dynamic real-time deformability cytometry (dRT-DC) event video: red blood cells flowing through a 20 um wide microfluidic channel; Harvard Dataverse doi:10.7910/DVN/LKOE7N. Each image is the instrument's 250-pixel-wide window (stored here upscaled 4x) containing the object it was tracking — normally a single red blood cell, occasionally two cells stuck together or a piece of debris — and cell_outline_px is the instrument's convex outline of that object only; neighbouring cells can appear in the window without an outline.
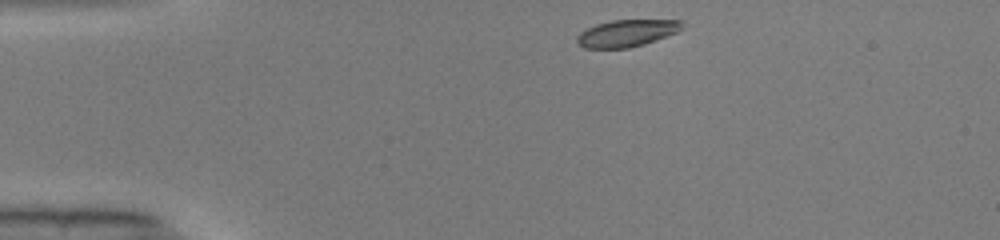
{"species": "common noctule bat (a hibernating species)", "species_latin": "Nyctalus noctula", "temperature_condition": "warm", "stored_images_in_passage": 41, "camera_frame_rate_fps": 3000, "um_per_image_px": 0.085, "animal": {"sex": "male", "body_mass_g": 19.0, "forearm_length_mm": 50.8}, "frame": {"image": 1, "passage_image": 1, "time_ms": 0.0, "image_size_px": [1000, 240], "cell_outline_px": [[684, 28], [676, 32], [656, 40], [644, 44], [628, 48], [584, 48], [576, 44], [576, 36], [580, 32], [596, 24], [612, 20], [684, 20]], "centroid_in_image_um": [53.27, 2.82], "position_along_channel_um": 31.7, "area_um2": 16.65}}
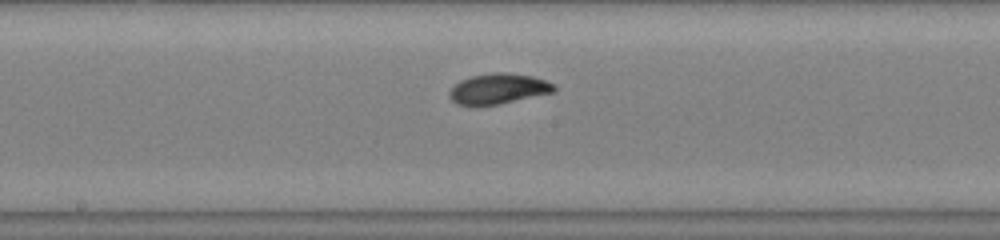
{"frame": {"image": 2, "passage_image": 18, "time_ms": 5.667, "image_size_px": [1000, 240], "cell_outline_px": [[556, 92], [496, 104], [456, 104], [452, 100], [448, 92], [460, 80], [472, 76], [492, 72], [504, 72], [532, 76], [544, 80], [552, 84], [556, 88]], "centroid_in_image_um": [42.37, 7.52], "position_along_channel_um": 205.8, "area_um2": 18.15}}
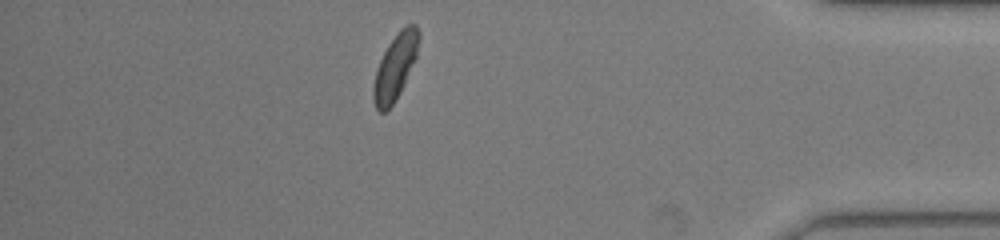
{"frame": {"image": 3, "passage_image": 35, "time_ms": 11.333, "image_size_px": [1000, 240], "cell_outline_px": [[420, 40], [416, 56], [404, 84], [400, 92], [392, 104], [384, 112], [380, 112], [376, 108], [372, 100], [372, 88], [376, 68], [388, 44], [400, 28], [404, 24], [416, 24], [420, 32]], "centroid_in_image_um": [33.59, 5.64], "position_along_channel_um": 401.6, "area_um2": 17.46}, "authors_computed_cell_mechanics": {"area_um2": 17.6868, "velocity_mm_per_s": 4.0754, "shape_relaxation_time_tau1_ms": 2.619, "shape_relaxation_time_tau2_ms": 1.3723, "deformation_change_tau1": 0.1366, "deformation_change_tau2": 0.0511}}